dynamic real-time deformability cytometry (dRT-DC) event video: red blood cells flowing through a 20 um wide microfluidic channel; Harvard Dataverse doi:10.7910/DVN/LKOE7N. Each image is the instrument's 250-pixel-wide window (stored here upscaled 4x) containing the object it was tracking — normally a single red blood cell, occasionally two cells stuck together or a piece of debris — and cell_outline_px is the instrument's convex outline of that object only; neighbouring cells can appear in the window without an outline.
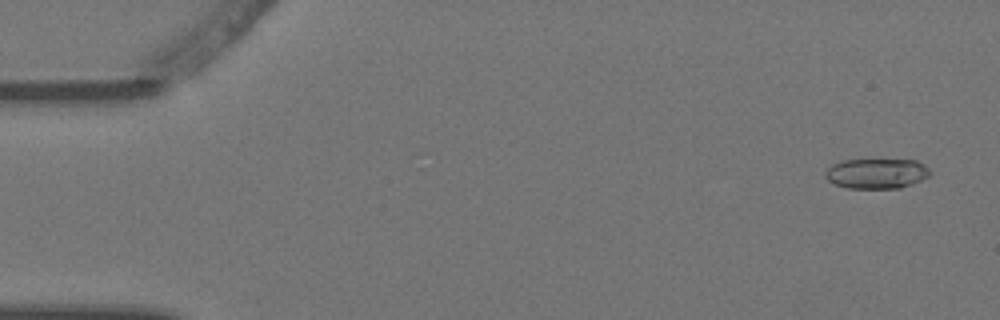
{"species": "Egyptian fruit bat (a non-hibernating species)", "species_latin": "Rousettus aegyptiacus", "temperature_condition": "warm", "stored_images_in_passage": 5, "camera_frame_rate_fps": 3000, "um_per_image_px": 0.085, "animal": {"sex": "female"}, "frame": {"image": 1, "passage_image": 1, "time_ms": 0.0, "image_size_px": [1000, 320], "cell_outline_px": [[932, 172], [928, 176], [912, 184], [900, 188], [848, 188], [836, 184], [828, 180], [824, 176], [824, 172], [832, 164], [844, 160], [916, 160], [924, 164]], "centroid_in_image_um": [74.51, 14.74], "position_along_channel_um": 10.5, "area_um2": 18.32}}
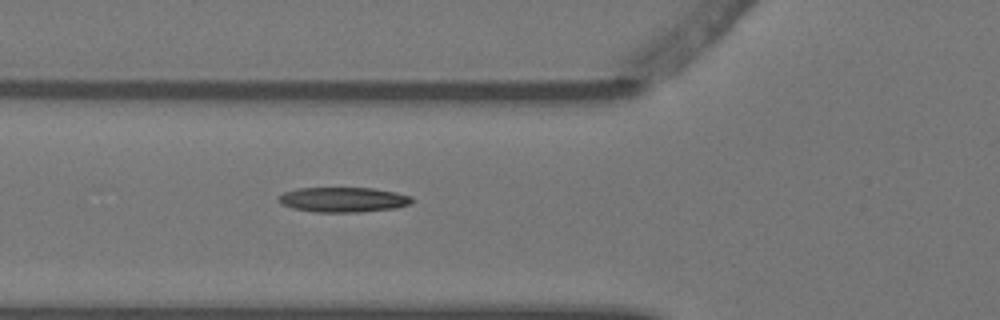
{"frame": {"image": 2, "passage_image": 5, "time_ms": 1.333, "image_size_px": [1000, 320], "cell_outline_px": [[412, 200], [408, 204], [396, 208], [360, 212], [316, 212], [292, 208], [276, 200], [276, 196], [284, 192], [296, 188], [372, 188], [396, 192], [412, 196]], "centroid_in_image_um": [29.14, 16.96], "position_along_channel_um": 96.7, "area_um2": 19.42}}